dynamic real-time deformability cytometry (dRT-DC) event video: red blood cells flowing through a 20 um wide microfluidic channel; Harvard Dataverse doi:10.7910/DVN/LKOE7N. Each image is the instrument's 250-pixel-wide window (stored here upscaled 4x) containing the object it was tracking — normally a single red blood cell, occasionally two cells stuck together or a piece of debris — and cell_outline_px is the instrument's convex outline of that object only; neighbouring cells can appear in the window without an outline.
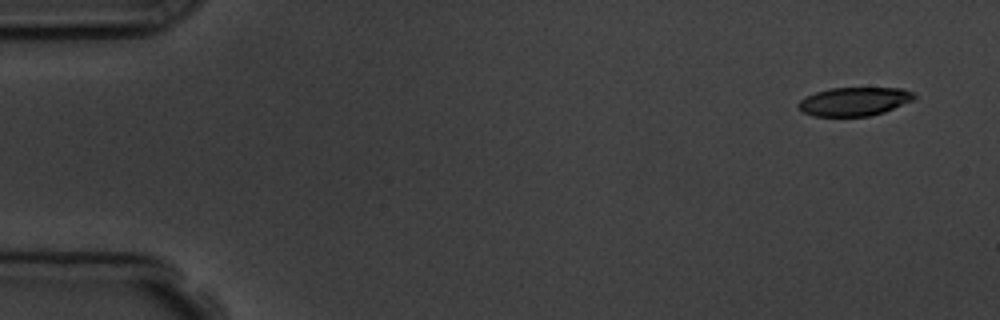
{"species": "common noctule bat (a hibernating species)", "species_latin": "Nyctalus noctula", "temperature_condition": "room temperature", "stored_images_in_passage": 4, "camera_frame_rate_fps": 3000, "um_per_image_px": 0.085, "animal": {"sex": "male", "body_mass_g": 19.5, "forearm_length_mm": 54.6}, "frame": {"image": 1, "passage_image": 1, "time_ms": 0.0, "image_size_px": [1000, 320], "cell_outline_px": [[916, 96], [912, 100], [884, 112], [868, 116], [812, 116], [804, 112], [796, 104], [800, 100], [816, 92], [832, 88], [904, 88], [916, 92]], "centroid_in_image_um": [72.64, 8.62], "position_along_channel_um": 12.4, "area_um2": 19.19}}